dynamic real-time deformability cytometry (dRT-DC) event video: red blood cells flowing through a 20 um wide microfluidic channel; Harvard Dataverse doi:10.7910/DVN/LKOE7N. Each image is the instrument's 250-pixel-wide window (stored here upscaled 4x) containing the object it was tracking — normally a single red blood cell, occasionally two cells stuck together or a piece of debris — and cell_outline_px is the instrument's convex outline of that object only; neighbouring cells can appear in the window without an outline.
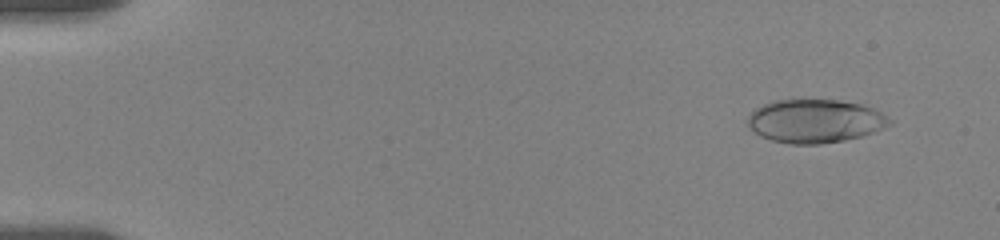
{"species": "human", "species_latin": "Homo sapiens", "temperature_condition": "room temperature", "stored_images_in_passage": 57, "camera_frame_rate_fps": 3000, "um_per_image_px": 0.085, "donor": {"sex": "female"}, "frame": {"image": 1, "passage_image": 5, "time_ms": 1.333, "image_size_px": [1000, 240], "cell_outline_px": [[892, 124], [876, 132], [844, 140], [820, 144], [788, 144], [772, 140], [760, 136], [752, 132], [748, 128], [748, 116], [756, 108], [764, 104], [776, 100], [836, 100], [860, 104], [872, 108], [880, 112], [892, 120]], "centroid_in_image_um": [69.27, 10.3], "position_along_channel_um": 15.7, "area_um2": 35.95}}
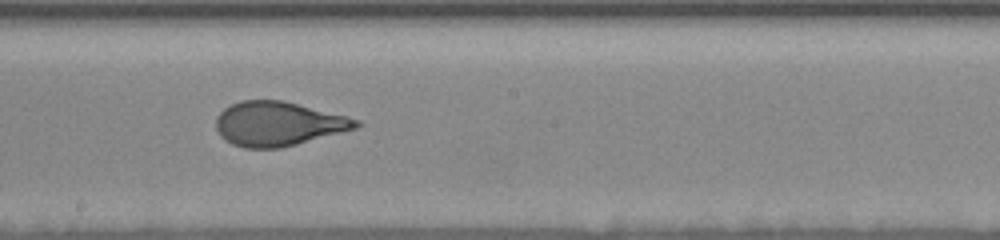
{"frame": {"image": 2, "passage_image": 33, "time_ms": 10.667, "image_size_px": [1000, 240], "cell_outline_px": [[360, 124], [356, 128], [296, 144], [280, 148], [244, 148], [232, 144], [224, 140], [220, 136], [216, 128], [216, 116], [224, 108], [240, 100], [284, 100], [360, 120]], "centroid_in_image_um": [23.59, 10.52], "position_along_channel_um": 224.6, "area_um2": 35.95}}
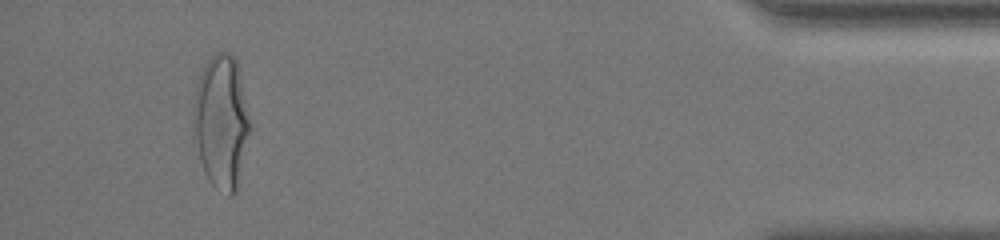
{"frame": {"image": 3, "passage_image": 54, "time_ms": 17.667, "image_size_px": [1000, 240], "cell_outline_px": [[248, 132], [236, 192], [232, 196], [228, 196], [216, 188], [208, 180], [200, 160], [192, 120], [192, 108], [196, 88], [204, 64], [216, 52], [228, 52], [236, 60], [248, 120]], "centroid_in_image_um": [18.76, 10.36], "position_along_channel_um": 416.4, "area_um2": 42.71}, "authors_computed_cell_mechanics": {"area_um2": 36.3562, "velocity_mm_per_s": 3.5608, "shape_relaxation_time_tau1_ms": 4.6267, "shape_relaxation_time_tau2_ms": null, "deformation_change_tau1": 0.1993, "deformation_change_tau2": null}}